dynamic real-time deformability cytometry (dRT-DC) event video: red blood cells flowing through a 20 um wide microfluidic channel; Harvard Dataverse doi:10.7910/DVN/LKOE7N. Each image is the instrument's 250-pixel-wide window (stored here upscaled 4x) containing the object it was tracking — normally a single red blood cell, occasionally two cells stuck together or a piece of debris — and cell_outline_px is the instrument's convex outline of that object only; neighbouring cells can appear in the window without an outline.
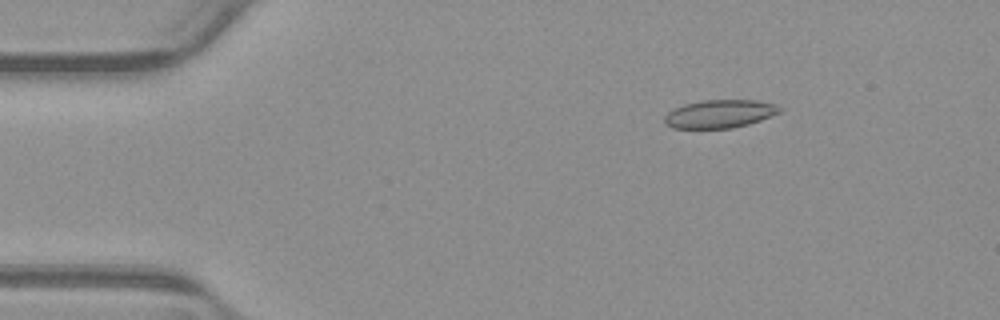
{"species": "common noctule bat (a hibernating species)", "species_latin": "Nyctalus noctula", "temperature_condition": "warm", "stored_images_in_passage": 54, "camera_frame_rate_fps": 3000, "um_per_image_px": 0.085, "animal": {"sex": "male", "body_mass_g": 23.1, "forearm_length_mm": 52.7}, "frame": {"image": 1, "passage_image": 8, "time_ms": 2.333, "image_size_px": [1000, 320], "cell_outline_px": [[780, 112], [760, 120], [748, 124], [732, 128], [672, 128], [664, 124], [664, 116], [668, 112], [684, 104], [704, 100], [756, 100], [776, 104], [780, 108]], "centroid_in_image_um": [61.15, 9.68], "position_along_channel_um": 23.8, "area_um2": 18.79}}
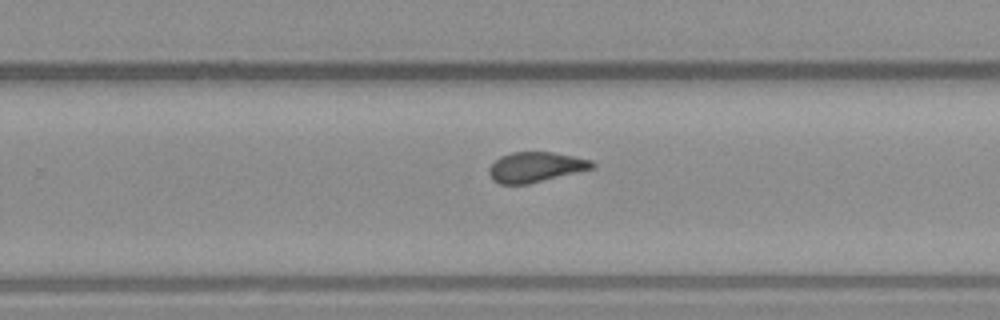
{"frame": {"image": 2, "passage_image": 34, "time_ms": 11.0, "image_size_px": [1000, 320], "cell_outline_px": [[596, 164], [592, 168], [528, 184], [500, 184], [492, 180], [488, 172], [488, 168], [500, 156], [512, 152], [552, 152], [592, 160]], "centroid_in_image_um": [45.48, 14.2], "position_along_channel_um": 284.3, "area_um2": 17.92}}
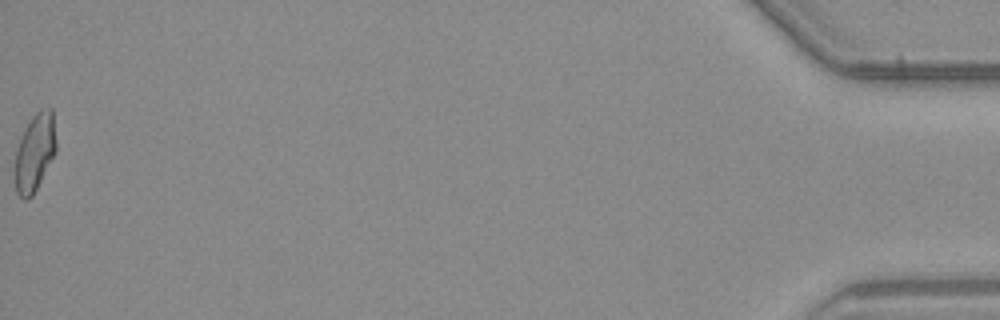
{"frame": {"image": 3, "passage_image": 54, "time_ms": 17.667, "image_size_px": [1000, 320], "cell_outline_px": [[56, 152], [32, 196], [28, 200], [24, 200], [16, 192], [16, 152], [20, 136], [24, 128], [32, 116], [40, 108], [52, 108], [56, 140]], "centroid_in_image_um": [2.97, 12.92], "position_along_channel_um": 432.2, "area_um2": 18.55}, "authors_computed_cell_mechanics": {"area_um2": 18.6116, "velocity_mm_per_s": 3.8583, "shape_relaxation_time_tau1_ms": null, "shape_relaxation_time_tau2_ms": 1.2902, "deformation_change_tau1": null, "deformation_change_tau2": 0.0772}}